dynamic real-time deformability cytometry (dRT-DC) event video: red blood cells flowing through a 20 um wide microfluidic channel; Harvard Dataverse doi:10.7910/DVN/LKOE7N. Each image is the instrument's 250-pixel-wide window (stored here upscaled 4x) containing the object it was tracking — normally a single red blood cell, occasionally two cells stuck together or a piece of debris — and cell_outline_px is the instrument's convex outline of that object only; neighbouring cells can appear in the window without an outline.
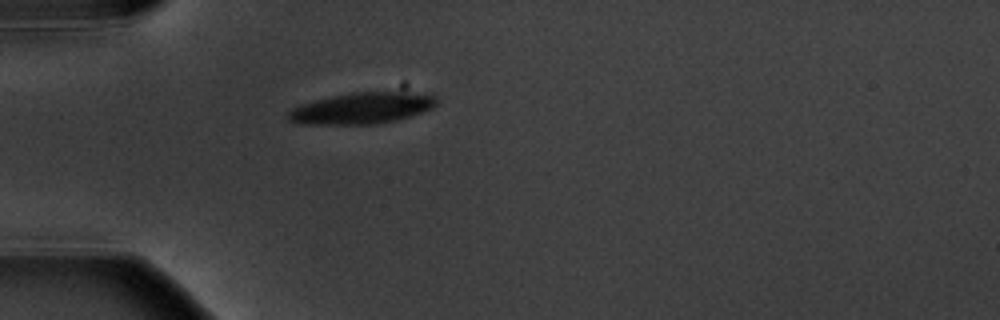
{"species": "common noctule bat (a hibernating species)", "species_latin": "Nyctalus noctula", "temperature_condition": "warm", "stored_images_in_passage": 1, "camera_frame_rate_fps": 3000, "um_per_image_px": 0.085, "animal": {"sex": "male", "body_mass_g": 20.1, "forearm_length_mm": 53.5}, "frame": {"image": 1, "passage_image": 1, "time_ms": 0.0, "image_size_px": [1000, 320], "cell_outline_px": [[436, 104], [432, 108], [408, 116], [376, 124], [300, 124], [288, 120], [288, 112], [292, 108], [300, 104], [332, 96], [352, 92], [412, 92], [436, 96]], "centroid_in_image_um": [30.72, 9.19], "position_along_channel_um": 54.3, "area_um2": 26.7}}